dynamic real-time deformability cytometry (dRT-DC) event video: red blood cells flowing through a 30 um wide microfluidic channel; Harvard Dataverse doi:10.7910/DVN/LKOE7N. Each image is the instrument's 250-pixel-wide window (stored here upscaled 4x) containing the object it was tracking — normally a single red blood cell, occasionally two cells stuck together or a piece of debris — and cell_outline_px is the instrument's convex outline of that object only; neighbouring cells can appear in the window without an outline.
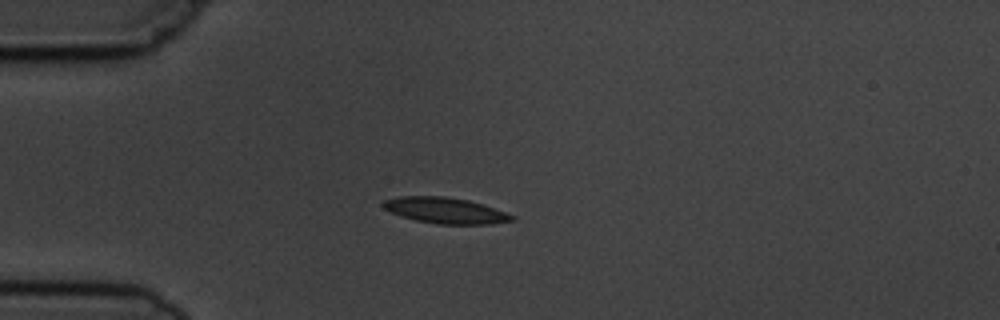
{"species": "common noctule bat (a hibernating species)", "species_latin": "Nyctalus noctula", "temperature_condition": "cold", "stored_images_in_passage": 8, "camera_frame_rate_fps": 3000, "um_per_image_px": 0.085, "animal": {"sex": "male", "body_mass_g": 19.5, "forearm_length_mm": 54.6}, "frame": {"image": 1, "passage_image": 2, "time_ms": 1.333, "image_size_px": [1000, 320], "cell_outline_px": [[516, 220], [492, 224], [440, 224], [416, 220], [392, 212], [384, 208], [380, 204], [384, 200], [400, 196], [444, 196], [468, 200], [484, 204], [516, 216]], "centroid_in_image_um": [37.9, 17.88], "position_along_channel_um": 47.1, "area_um2": 19.42}}
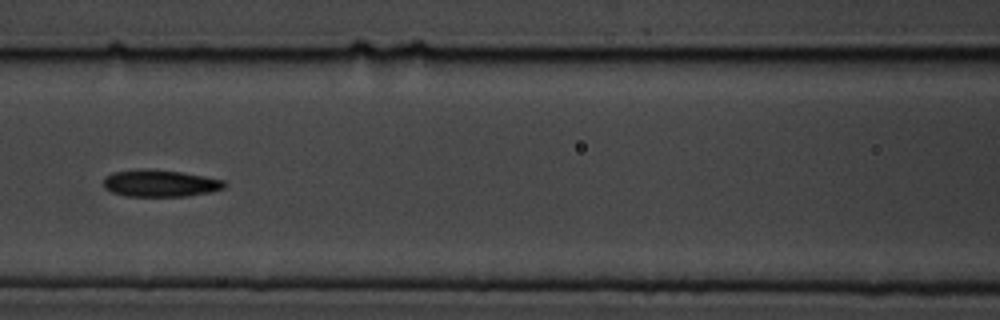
{"frame": {"image": 2, "passage_image": 5, "time_ms": 4.667, "image_size_px": [1000, 320], "cell_outline_px": [[228, 184], [224, 188], [212, 192], [188, 196], [124, 196], [112, 192], [104, 188], [104, 176], [112, 172], [152, 168], [180, 172], [204, 176], [224, 180]], "centroid_in_image_um": [13.62, 15.58], "position_along_channel_um": 153.0, "area_um2": 19.19}}
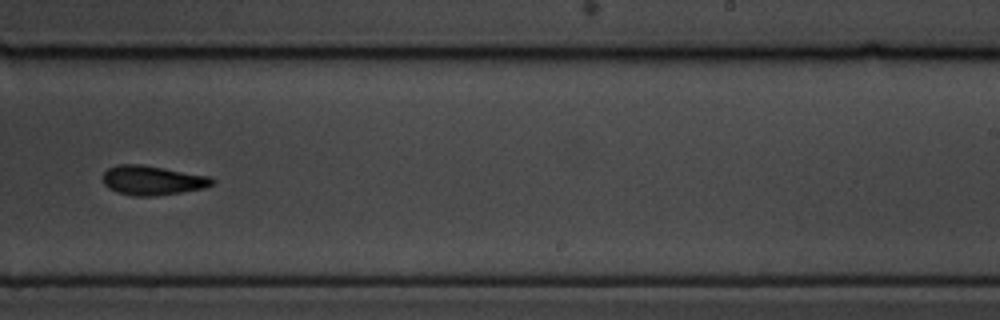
{"frame": {"image": 3, "passage_image": 8, "time_ms": 8.0, "image_size_px": [1000, 320], "cell_outline_px": [[216, 180], [212, 184], [204, 188], [156, 196], [132, 196], [116, 192], [108, 188], [104, 184], [104, 172], [108, 168], [116, 164], [140, 164], [164, 168], [208, 176]], "centroid_in_image_um": [12.92, 15.33], "position_along_channel_um": 276.1, "area_um2": 18.67}}